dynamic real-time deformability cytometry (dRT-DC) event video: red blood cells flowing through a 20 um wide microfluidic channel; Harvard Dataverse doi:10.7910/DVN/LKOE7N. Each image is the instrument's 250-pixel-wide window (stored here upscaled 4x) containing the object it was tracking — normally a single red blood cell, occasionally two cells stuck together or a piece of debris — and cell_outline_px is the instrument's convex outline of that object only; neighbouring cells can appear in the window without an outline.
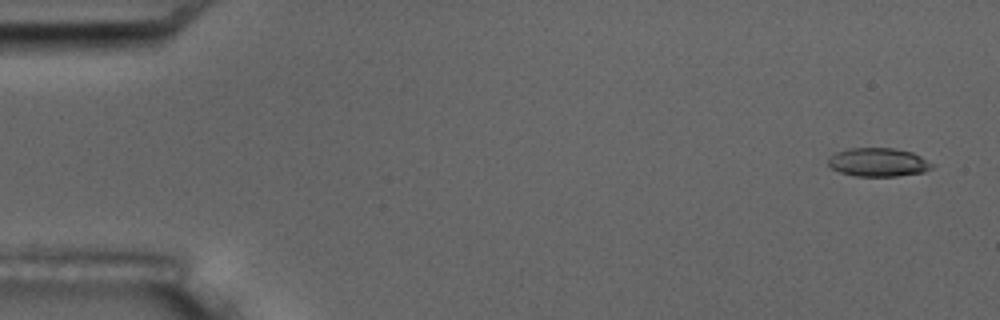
{"species": "common noctule bat (a hibernating species)", "species_latin": "Nyctalus noctula", "temperature_condition": "room temperature", "stored_images_in_passage": 5, "camera_frame_rate_fps": 3000, "um_per_image_px": 0.085, "animal": {"sex": "male", "body_mass_g": 17.5, "forearm_length_mm": 52.3}, "frame": {"image": 1, "passage_image": 1, "time_ms": 0.0, "image_size_px": [1000, 320], "cell_outline_px": [[936, 164], [932, 168], [924, 172], [896, 176], [856, 176], [840, 172], [832, 168], [828, 164], [828, 160], [836, 152], [848, 148], [896, 148], [912, 152]], "centroid_in_image_um": [74.69, 13.79], "position_along_channel_um": 10.3, "area_um2": 17.34}}
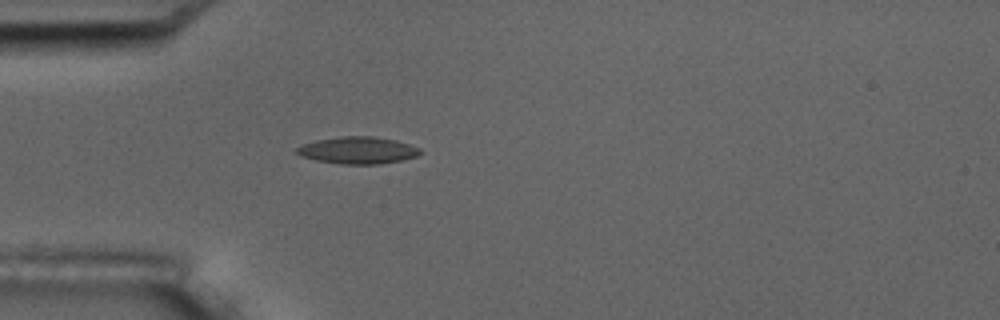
{"frame": {"image": 2, "passage_image": 5, "time_ms": 4.667, "image_size_px": [1000, 320], "cell_outline_px": [[420, 152], [416, 156], [400, 160], [380, 164], [340, 164], [316, 160], [300, 156], [296, 152], [296, 148], [304, 144], [316, 140], [340, 136], [372, 136], [396, 140], [420, 148]], "centroid_in_image_um": [30.39, 12.77], "position_along_channel_um": 54.6, "area_um2": 19.31}}